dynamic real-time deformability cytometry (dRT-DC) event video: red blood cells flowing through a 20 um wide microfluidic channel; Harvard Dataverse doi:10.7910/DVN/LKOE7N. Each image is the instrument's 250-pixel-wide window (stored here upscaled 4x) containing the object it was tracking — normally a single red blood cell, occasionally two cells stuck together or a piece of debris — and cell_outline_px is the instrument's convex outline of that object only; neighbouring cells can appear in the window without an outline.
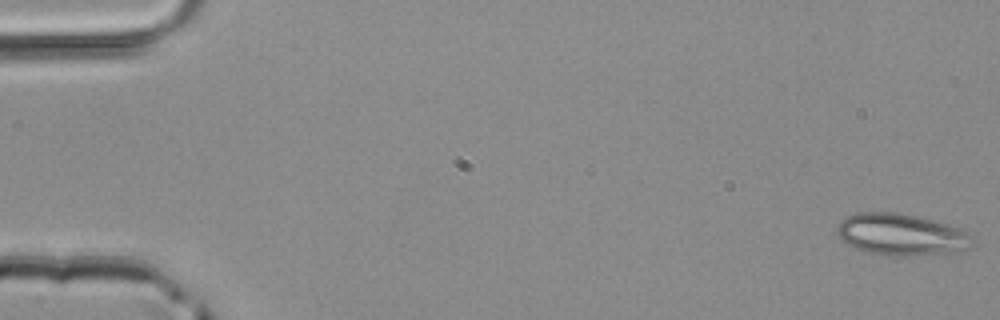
{"species": "common noctule bat (a hibernating species)", "species_latin": "Nyctalus noctula", "temperature_condition": "room temperature", "stored_images_in_passage": 48, "camera_frame_rate_fps": 3000, "um_per_image_px": 0.085, "animal": {"sex": "male", "body_mass_g": 20.4}, "frame": {"image": 1, "passage_image": 1, "time_ms": 0.0, "image_size_px": [1000, 320], "cell_outline_px": [[976, 244], [968, 248], [944, 252], [916, 256], [884, 256], [868, 252], [856, 248], [848, 244], [836, 232], [836, 224], [840, 220], [856, 212], [896, 212], [916, 216], [948, 224], [964, 232]], "centroid_in_image_um": [76.53, 19.93], "position_along_channel_um": 8.5, "area_um2": 32.6}}
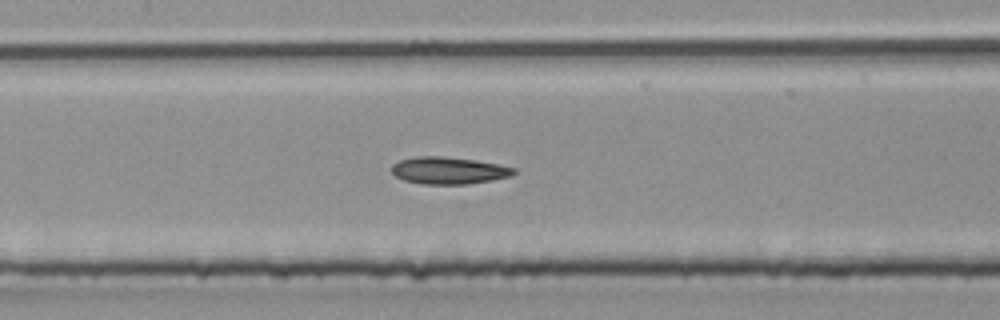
{"frame": {"image": 2, "passage_image": 23, "time_ms": 7.333, "image_size_px": [1000, 320], "cell_outline_px": [[516, 172], [512, 176], [492, 180], [468, 184], [420, 184], [404, 180], [396, 176], [392, 172], [392, 164], [400, 160], [416, 156], [440, 156], [476, 160], [516, 168]], "centroid_in_image_um": [38.14, 14.49], "position_along_channel_um": 169.3, "area_um2": 19.31}}
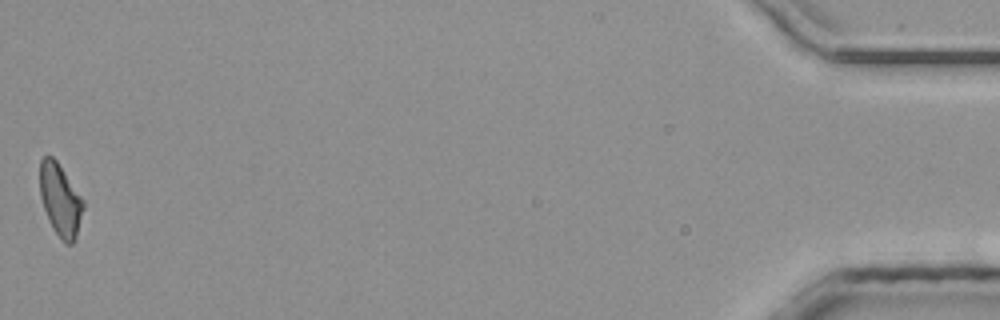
{"frame": {"image": 3, "passage_image": 48, "time_ms": 15.667, "image_size_px": [1000, 320], "cell_outline_px": [[84, 208], [76, 240], [72, 244], [64, 244], [60, 240], [52, 228], [48, 220], [40, 196], [40, 160], [44, 156], [52, 156], [56, 160], [84, 200]], "centroid_in_image_um": [5.13, 17.05], "position_along_channel_um": 430.1, "area_um2": 18.5}}